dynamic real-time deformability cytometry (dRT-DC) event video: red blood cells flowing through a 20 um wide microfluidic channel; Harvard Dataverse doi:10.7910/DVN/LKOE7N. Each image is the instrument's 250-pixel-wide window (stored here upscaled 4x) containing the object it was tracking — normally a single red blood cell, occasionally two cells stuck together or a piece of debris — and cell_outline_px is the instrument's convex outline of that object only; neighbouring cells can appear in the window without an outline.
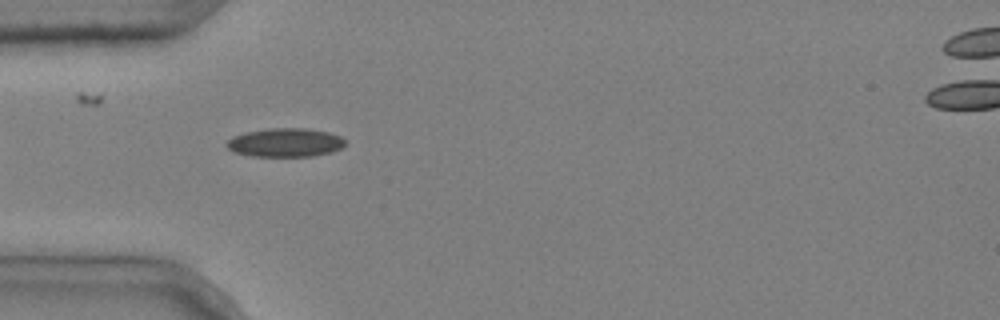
{"species": "common noctule bat (a hibernating species)", "species_latin": "Nyctalus noctula", "temperature_condition": "cold", "stored_images_in_passage": 6, "camera_frame_rate_fps": 3000, "um_per_image_px": 0.085, "animal": {"sex": "male", "body_mass_g": 20.4}, "frame": {"image": 1, "passage_image": 5, "time_ms": 1.333, "image_size_px": [1000, 320], "cell_outline_px": [[344, 144], [340, 148], [332, 152], [312, 156], [252, 156], [232, 152], [224, 144], [232, 136], [244, 132], [268, 128], [308, 128], [328, 132], [340, 136], [344, 140]], "centroid_in_image_um": [24.2, 12.11], "position_along_channel_um": 60.8, "area_um2": 19.94}}